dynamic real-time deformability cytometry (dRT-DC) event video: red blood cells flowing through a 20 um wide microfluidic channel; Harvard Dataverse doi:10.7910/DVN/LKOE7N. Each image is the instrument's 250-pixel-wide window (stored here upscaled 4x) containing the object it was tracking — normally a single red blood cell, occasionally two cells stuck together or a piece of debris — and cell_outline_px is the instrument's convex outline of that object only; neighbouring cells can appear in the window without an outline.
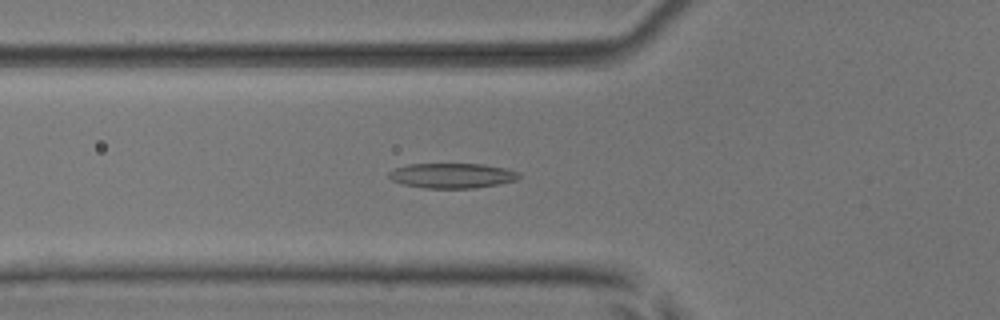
{"species": "common noctule bat (a hibernating species)", "species_latin": "Nyctalus noctula", "temperature_condition": "room temperature", "stored_images_in_passage": 35, "camera_frame_rate_fps": 3000, "um_per_image_px": 0.085, "animal": {"sex": "male", "body_mass_g": 17.9, "forearm_length_mm": 54.2}, "frame": {"image": 1, "passage_image": 2, "time_ms": 0.333, "image_size_px": [1000, 320], "cell_outline_px": [[520, 176], [516, 180], [496, 184], [472, 188], [424, 188], [404, 184], [392, 180], [388, 176], [388, 172], [396, 168], [408, 164], [484, 164], [504, 168], [516, 172]], "centroid_in_image_um": [38.38, 14.92], "position_along_channel_um": 87.4, "area_um2": 18.67}}
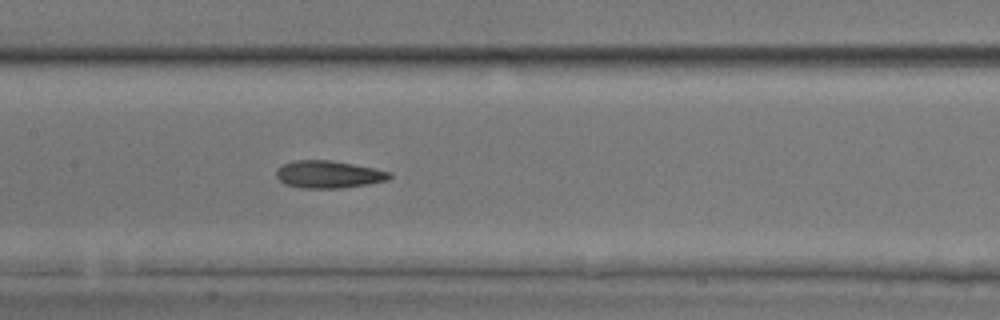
{"frame": {"image": 2, "passage_image": 9, "time_ms": 2.667, "image_size_px": [1000, 320], "cell_outline_px": [[392, 176], [388, 180], [368, 184], [340, 188], [300, 188], [284, 184], [276, 176], [276, 168], [292, 160], [332, 160], [392, 172]], "centroid_in_image_um": [27.9, 14.82], "position_along_channel_um": 179.5, "area_um2": 18.15}}
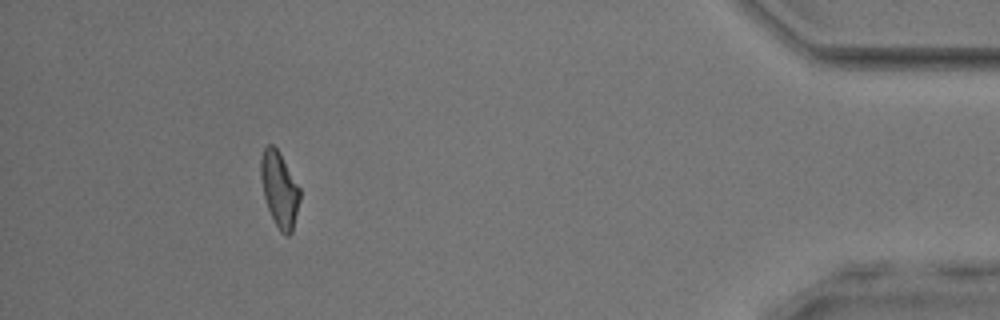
{"frame": {"image": 3, "passage_image": 31, "time_ms": 10.0, "image_size_px": [1000, 320], "cell_outline_px": [[300, 200], [292, 232], [288, 236], [280, 232], [268, 208], [264, 196], [260, 176], [260, 160], [264, 148], [268, 144], [272, 144], [280, 152], [300, 188]], "centroid_in_image_um": [23.75, 16.07], "position_along_channel_um": 411.4, "area_um2": 17.11}}